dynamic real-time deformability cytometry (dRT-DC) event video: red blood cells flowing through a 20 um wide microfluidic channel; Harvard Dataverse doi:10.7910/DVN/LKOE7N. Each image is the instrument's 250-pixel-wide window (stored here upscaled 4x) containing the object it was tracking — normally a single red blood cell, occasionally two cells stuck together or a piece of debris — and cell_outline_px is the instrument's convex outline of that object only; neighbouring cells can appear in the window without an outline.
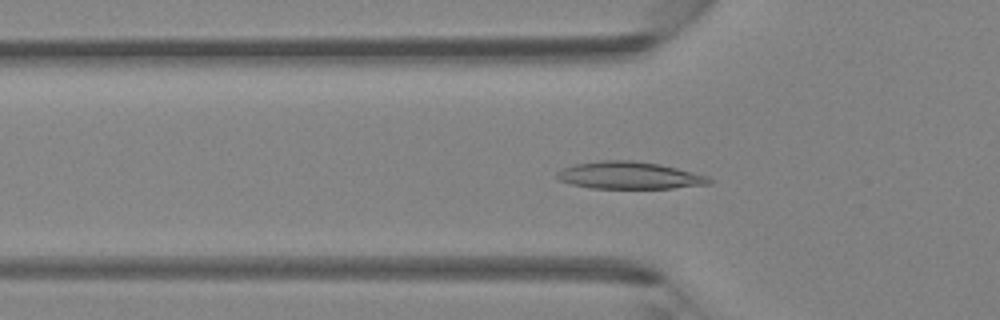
{"species": "Egyptian fruit bat (a non-hibernating species)", "species_latin": "Rousettus aegyptiacus", "temperature_condition": "room temperature", "stored_images_in_passage": 45, "camera_frame_rate_fps": 3000, "um_per_image_px": 0.085, "animal": {"sex": "female"}, "frame": {"image": 1, "passage_image": 15, "time_ms": 4.667, "image_size_px": [1000, 320], "cell_outline_px": [[712, 184], [672, 188], [588, 188], [572, 184], [560, 180], [556, 176], [556, 172], [560, 168], [572, 164], [600, 160], [632, 160], [660, 164], [708, 176], [712, 180]], "centroid_in_image_um": [53.46, 14.9], "position_along_channel_um": 72.3, "area_um2": 24.33}}
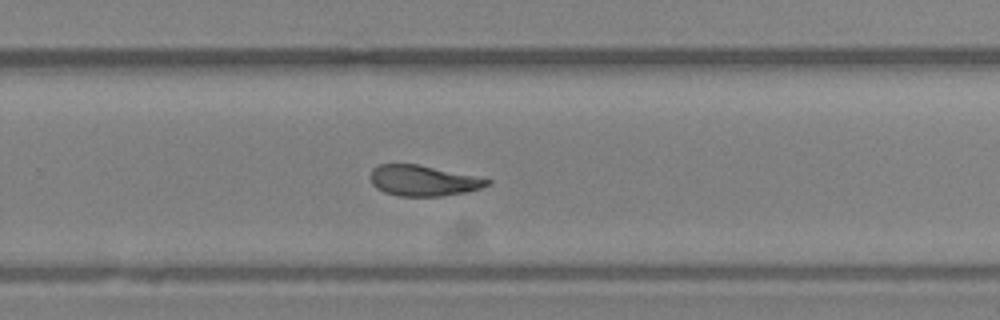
{"frame": {"image": 2, "passage_image": 30, "time_ms": 9.667, "image_size_px": [1000, 320], "cell_outline_px": [[492, 184], [480, 188], [464, 192], [444, 196], [400, 196], [384, 192], [376, 188], [372, 184], [368, 176], [372, 168], [380, 164], [416, 164], [492, 180]], "centroid_in_image_um": [35.91, 15.36], "position_along_channel_um": 293.9, "area_um2": 20.75}}
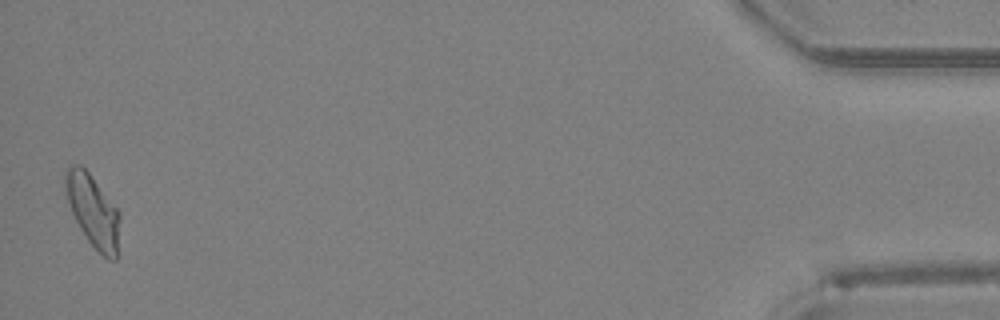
{"frame": {"image": 3, "passage_image": 45, "time_ms": 14.667, "image_size_px": [1000, 320], "cell_outline_px": [[120, 216], [116, 260], [108, 260], [88, 240], [80, 228], [72, 212], [64, 188], [64, 172], [72, 164], [80, 164], [88, 172], [120, 212]], "centroid_in_image_um": [7.89, 17.9], "position_along_channel_um": 427.3, "area_um2": 22.54}}